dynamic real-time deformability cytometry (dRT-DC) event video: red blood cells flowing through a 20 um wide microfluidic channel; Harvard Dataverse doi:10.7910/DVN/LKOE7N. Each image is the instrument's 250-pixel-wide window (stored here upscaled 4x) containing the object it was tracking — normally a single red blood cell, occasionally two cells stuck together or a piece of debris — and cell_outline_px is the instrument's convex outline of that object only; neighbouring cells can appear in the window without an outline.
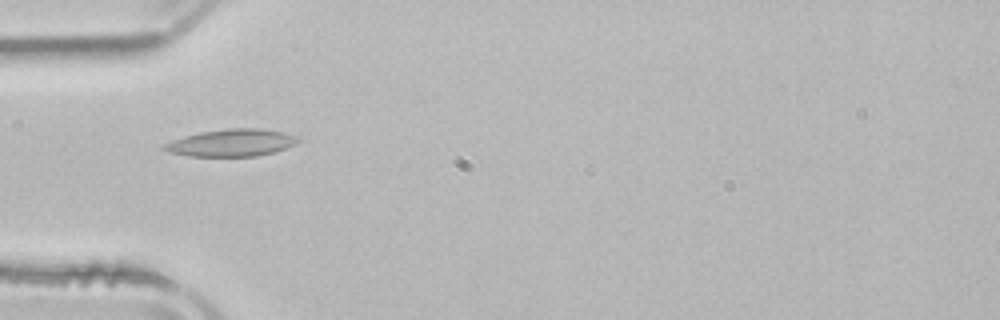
{"species": "common noctule bat (a hibernating species)", "species_latin": "Nyctalus noctula", "temperature_condition": "room temperature", "stored_images_in_passage": 5, "camera_frame_rate_fps": 3000, "um_per_image_px": 0.085, "animal": {"sex": "male", "body_mass_g": 21.5, "forearm_length_mm": 52.0}, "frame": {"image": 1, "passage_image": 3, "time_ms": 4.333, "image_size_px": [1000, 320], "cell_outline_px": [[300, 140], [296, 144], [272, 152], [256, 156], [188, 156], [168, 152], [160, 148], [164, 144], [172, 140], [184, 136], [200, 132], [228, 128], [256, 128], [284, 132], [296, 136]], "centroid_in_image_um": [19.64, 12.13], "position_along_channel_um": 65.4, "area_um2": 21.15}}
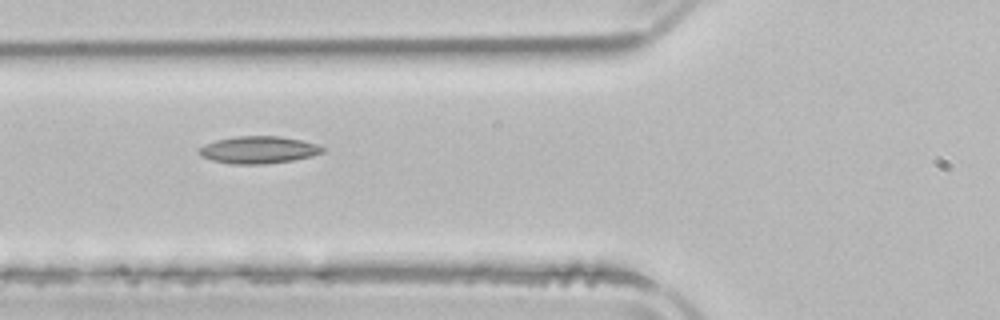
{"frame": {"image": 2, "passage_image": 4, "time_ms": 5.333, "image_size_px": [1000, 320], "cell_outline_px": [[324, 152], [312, 156], [292, 160], [264, 164], [232, 164], [212, 160], [200, 156], [196, 152], [196, 148], [204, 144], [216, 140], [236, 136], [280, 136], [300, 140], [316, 144], [324, 148]], "centroid_in_image_um": [21.9, 12.74], "position_along_channel_um": 103.9, "area_um2": 19.71}}
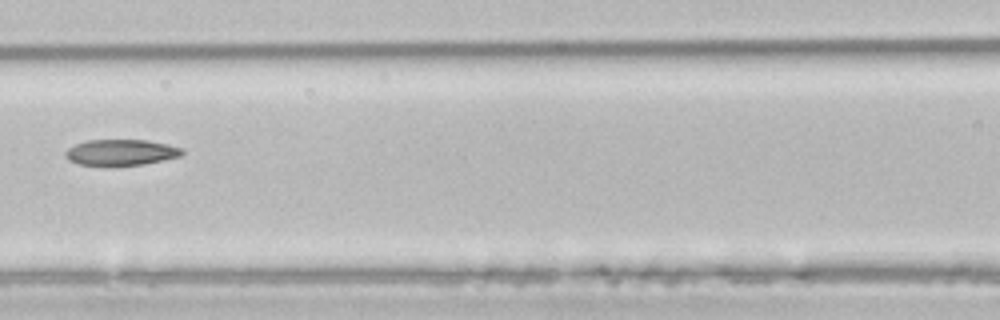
{"frame": {"image": 3, "passage_image": 5, "time_ms": 6.667, "image_size_px": [1000, 320], "cell_outline_px": [[184, 152], [180, 156], [144, 164], [80, 164], [68, 160], [64, 156], [64, 152], [68, 148], [76, 144], [88, 140], [148, 140], [168, 144], [184, 148]], "centroid_in_image_um": [10.3, 12.93], "position_along_channel_um": 156.3, "area_um2": 17.34}}